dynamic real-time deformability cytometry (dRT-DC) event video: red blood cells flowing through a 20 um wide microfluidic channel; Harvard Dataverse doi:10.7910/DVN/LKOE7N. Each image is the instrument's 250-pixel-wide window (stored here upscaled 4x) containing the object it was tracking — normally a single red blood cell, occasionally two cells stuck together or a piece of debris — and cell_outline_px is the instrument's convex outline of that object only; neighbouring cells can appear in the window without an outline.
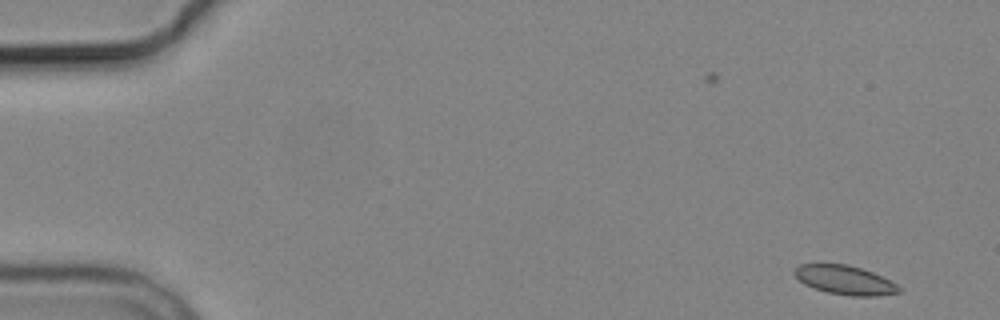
{"species": "common noctule bat (a hibernating species)", "species_latin": "Nyctalus noctula", "temperature_condition": "cold", "stored_images_in_passage": 4, "camera_frame_rate_fps": 3000, "um_per_image_px": 0.085, "animal": {"sex": "male", "body_mass_g": 19.2, "forearm_length_mm": 51.8}, "frame": {"image": 1, "passage_image": 1, "time_ms": 0.0, "image_size_px": [1000, 320], "cell_outline_px": [[900, 292], [876, 296], [852, 296], [828, 292], [812, 288], [804, 284], [792, 272], [800, 264], [848, 264], [872, 272], [896, 284], [900, 288]], "centroid_in_image_um": [71.78, 23.8], "position_along_channel_um": 13.2, "area_um2": 17.46}}
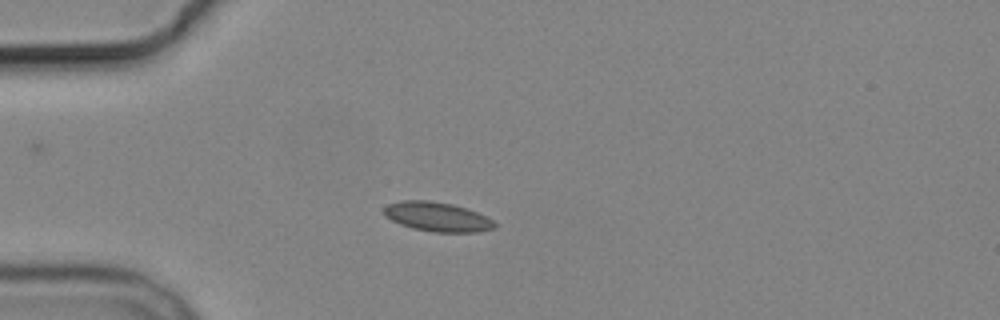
{"frame": {"image": 2, "passage_image": 4, "time_ms": 4.0, "image_size_px": [1000, 320], "cell_outline_px": [[496, 228], [480, 232], [432, 232], [412, 228], [400, 224], [384, 216], [384, 208], [388, 204], [400, 200], [428, 200], [452, 204], [476, 212], [492, 220], [496, 224]], "centroid_in_image_um": [37.15, 18.43], "position_along_channel_um": 47.9, "area_um2": 18.9}}